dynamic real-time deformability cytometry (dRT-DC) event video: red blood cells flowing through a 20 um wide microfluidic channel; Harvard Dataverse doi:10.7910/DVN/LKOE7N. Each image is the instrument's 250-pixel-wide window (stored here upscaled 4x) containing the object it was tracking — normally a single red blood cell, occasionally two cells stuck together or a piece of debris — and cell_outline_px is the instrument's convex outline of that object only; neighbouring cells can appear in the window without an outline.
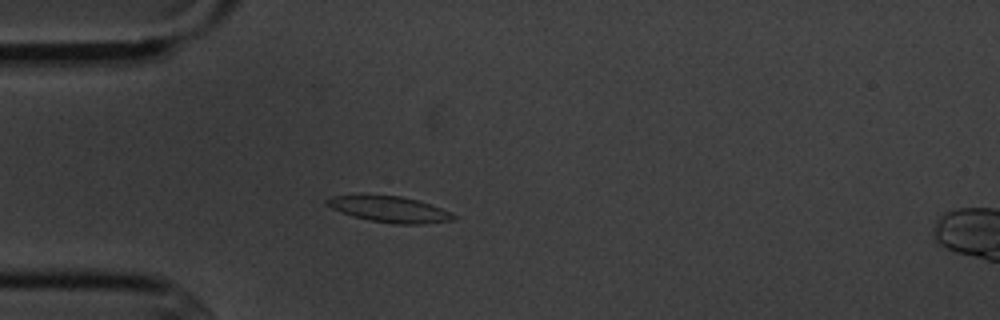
{"species": "common noctule bat (a hibernating species)", "species_latin": "Nyctalus noctula", "temperature_condition": "cold", "stored_images_in_passage": 5, "camera_frame_rate_fps": 3000, "um_per_image_px": 0.085, "animal": {"sex": "male", "body_mass_g": 20.1, "forearm_length_mm": 53.5}, "frame": {"image": 1, "passage_image": 5, "time_ms": 4.667, "image_size_px": [1000, 320], "cell_outline_px": [[456, 220], [420, 224], [392, 224], [368, 220], [352, 216], [340, 212], [324, 204], [324, 200], [332, 196], [400, 196], [416, 200], [452, 212], [456, 216]], "centroid_in_image_um": [33.11, 17.81], "position_along_channel_um": 51.9, "area_um2": 18.96}}